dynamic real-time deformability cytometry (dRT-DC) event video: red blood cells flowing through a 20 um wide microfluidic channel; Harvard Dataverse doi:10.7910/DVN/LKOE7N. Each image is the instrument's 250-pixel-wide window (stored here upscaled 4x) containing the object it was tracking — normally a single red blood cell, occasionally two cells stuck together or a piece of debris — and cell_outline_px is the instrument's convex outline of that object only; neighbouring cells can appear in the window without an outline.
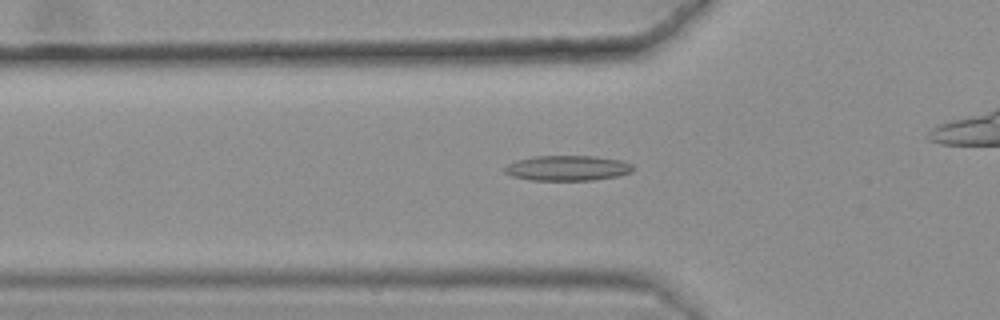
{"species": "common noctule bat (a hibernating species)", "species_latin": "Nyctalus noctula", "temperature_condition": "warm", "stored_images_in_passage": 44, "camera_frame_rate_fps": 3000, "um_per_image_px": 0.085, "animal": {"sex": "female", "body_mass_g": 25.1}, "frame": {"image": 1, "passage_image": 13, "time_ms": 4.0, "image_size_px": [1000, 320], "cell_outline_px": [[632, 172], [616, 176], [592, 180], [528, 180], [512, 176], [504, 172], [504, 168], [508, 164], [516, 160], [532, 156], [596, 156], [620, 160], [632, 164]], "centroid_in_image_um": [48.2, 14.28], "position_along_channel_um": 77.6, "area_um2": 18.84}}
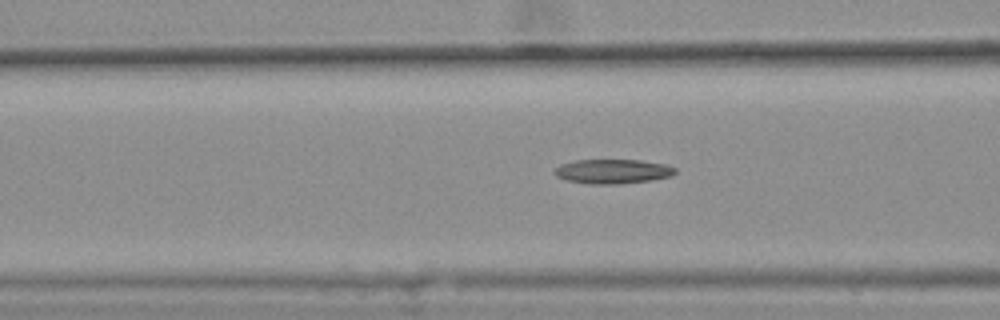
{"frame": {"image": 2, "passage_image": 16, "time_ms": 5.0, "image_size_px": [1000, 320], "cell_outline_px": [[676, 172], [672, 176], [652, 180], [620, 184], [592, 184], [568, 180], [556, 176], [552, 172], [560, 164], [576, 160], [640, 160], [664, 164], [676, 168]], "centroid_in_image_um": [52.09, 14.57], "position_along_channel_um": 114.5, "area_um2": 17.17}}
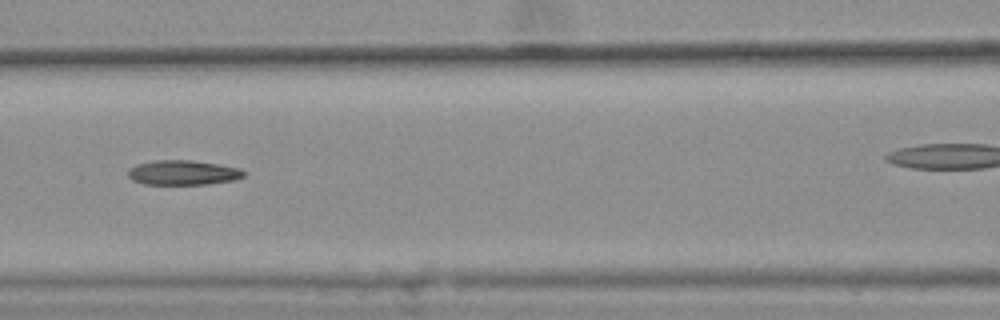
{"frame": {"image": 3, "passage_image": 19, "time_ms": 6.0, "image_size_px": [1000, 320], "cell_outline_px": [[244, 176], [236, 180], [208, 184], [144, 184], [132, 180], [128, 176], [128, 172], [136, 164], [156, 160], [192, 160], [240, 168], [244, 172]], "centroid_in_image_um": [15.56, 14.68], "position_along_channel_um": 151.0, "area_um2": 16.59}}